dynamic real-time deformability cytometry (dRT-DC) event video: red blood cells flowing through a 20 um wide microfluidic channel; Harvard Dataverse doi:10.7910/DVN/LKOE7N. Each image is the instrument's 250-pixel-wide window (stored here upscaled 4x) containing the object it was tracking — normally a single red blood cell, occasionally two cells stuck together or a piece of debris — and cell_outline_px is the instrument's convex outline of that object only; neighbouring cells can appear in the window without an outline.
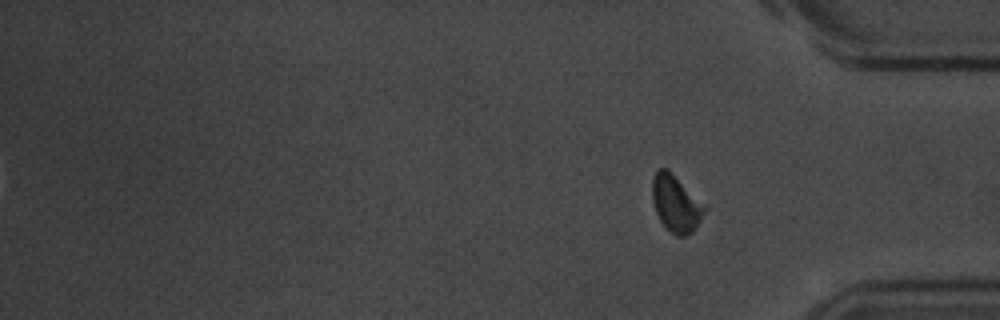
{"species": "common noctule bat (a hibernating species)", "species_latin": "Nyctalus noctula", "temperature_condition": "room temperature", "stored_images_in_passage": 12, "segment_of_instrument_passage": [2, 2], "camera_frame_rate_fps": 3000, "um_per_image_px": 0.085, "animal": {"sex": "male", "body_mass_g": 20.1, "forearm_length_mm": 53.5}, "frame": {"image": 1, "passage_image": 12, "time_ms": 13.667, "image_size_px": [1000, 320], "cell_outline_px": [[708, 208], [696, 228], [688, 236], [676, 236], [660, 220], [656, 212], [652, 200], [652, 180], [656, 172], [660, 168], [668, 168]], "centroid_in_image_um": [57.47, 17.3], "position_along_channel_um": 377.7, "area_um2": 17.28}}